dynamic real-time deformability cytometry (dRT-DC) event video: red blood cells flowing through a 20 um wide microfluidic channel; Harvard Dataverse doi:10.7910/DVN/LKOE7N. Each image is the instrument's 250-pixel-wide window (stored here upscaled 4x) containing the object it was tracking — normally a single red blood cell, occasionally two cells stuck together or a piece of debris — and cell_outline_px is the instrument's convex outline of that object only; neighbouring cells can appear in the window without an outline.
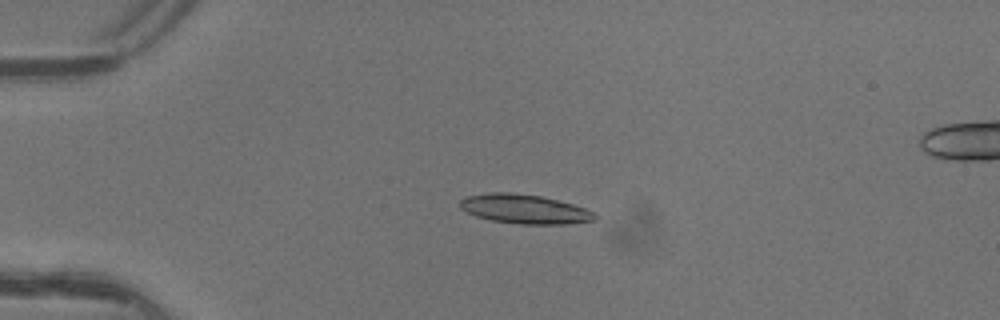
{"species": "common noctule bat (a hibernating species)", "species_latin": "Nyctalus noctula", "temperature_condition": "warm", "stored_images_in_passage": 5, "camera_frame_rate_fps": 3000, "um_per_image_px": 0.085, "animal": {"sex": "female"}, "frame": {"image": 1, "passage_image": 3, "time_ms": 0.667, "image_size_px": [1000, 320], "cell_outline_px": [[596, 220], [564, 224], [520, 224], [492, 220], [476, 216], [460, 208], [460, 200], [468, 196], [492, 192], [508, 192], [540, 196], [572, 204], [584, 208], [592, 212], [596, 216]], "centroid_in_image_um": [44.57, 17.77], "position_along_channel_um": 40.4, "area_um2": 22.6}}